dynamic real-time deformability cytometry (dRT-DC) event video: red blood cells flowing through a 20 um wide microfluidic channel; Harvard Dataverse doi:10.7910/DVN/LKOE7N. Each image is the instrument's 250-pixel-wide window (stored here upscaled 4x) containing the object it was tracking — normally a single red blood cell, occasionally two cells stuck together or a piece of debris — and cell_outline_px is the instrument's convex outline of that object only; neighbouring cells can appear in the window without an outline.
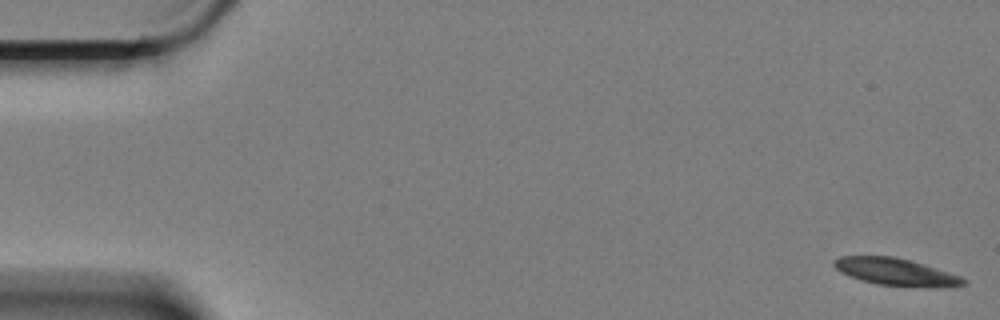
{"species": "Egyptian fruit bat (a non-hibernating species)", "species_latin": "Rousettus aegyptiacus", "temperature_condition": "cold", "stored_images_in_passage": 59, "camera_frame_rate_fps": 3000, "um_per_image_px": 0.085, "animal": {"sex": "female"}, "frame": {"image": 1, "passage_image": 1, "time_ms": 0.0, "image_size_px": [1000, 320], "cell_outline_px": [[968, 284], [956, 288], [928, 288], [876, 284], [860, 280], [848, 276], [840, 272], [832, 264], [832, 260], [840, 256], [892, 256], [912, 260], [960, 276], [968, 280]], "centroid_in_image_um": [76.22, 23.14], "position_along_channel_um": 8.8, "area_um2": 21.15}}
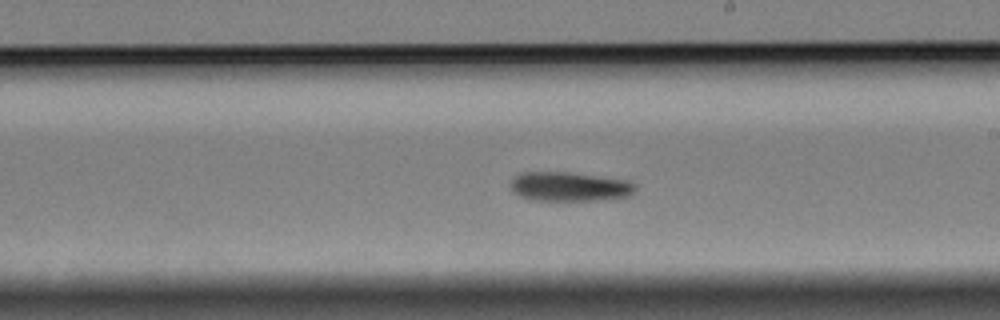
{"frame": {"image": 2, "passage_image": 34, "time_ms": 11.0, "image_size_px": [1000, 320], "cell_outline_px": [[636, 192], [628, 196], [596, 200], [536, 200], [520, 196], [512, 192], [512, 176], [520, 172], [568, 172], [632, 180], [636, 184]], "centroid_in_image_um": [48.44, 15.84], "position_along_channel_um": 240.6, "area_um2": 21.44}}
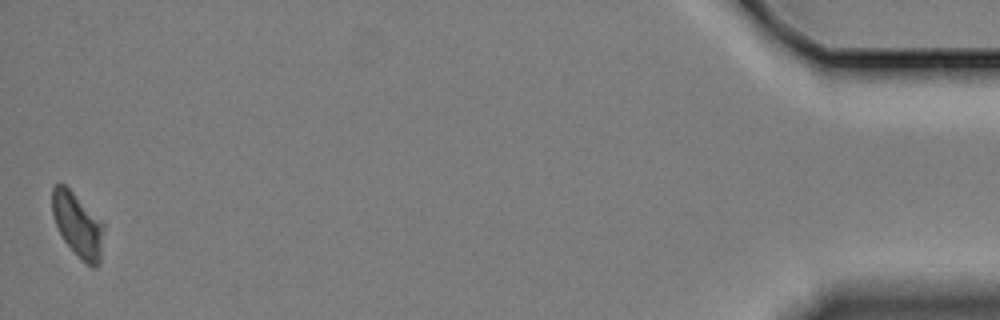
{"frame": {"image": 3, "passage_image": 59, "time_ms": 19.333, "image_size_px": [1000, 320], "cell_outline_px": [[104, 228], [100, 264], [96, 268], [92, 268], [64, 240], [52, 216], [52, 188], [56, 184], [64, 184], [104, 220]], "centroid_in_image_um": [6.64, 19.08], "position_along_channel_um": 428.6, "area_um2": 19.31}, "authors_computed_cell_mechanics": {"area_um2": 21.4438, "velocity_mm_per_s": 3.33, "shape_relaxation_time_tau1_ms": 3.502, "shape_relaxation_time_tau2_ms": null, "deformation_change_tau1": 0.0975, "deformation_change_tau2": null}}